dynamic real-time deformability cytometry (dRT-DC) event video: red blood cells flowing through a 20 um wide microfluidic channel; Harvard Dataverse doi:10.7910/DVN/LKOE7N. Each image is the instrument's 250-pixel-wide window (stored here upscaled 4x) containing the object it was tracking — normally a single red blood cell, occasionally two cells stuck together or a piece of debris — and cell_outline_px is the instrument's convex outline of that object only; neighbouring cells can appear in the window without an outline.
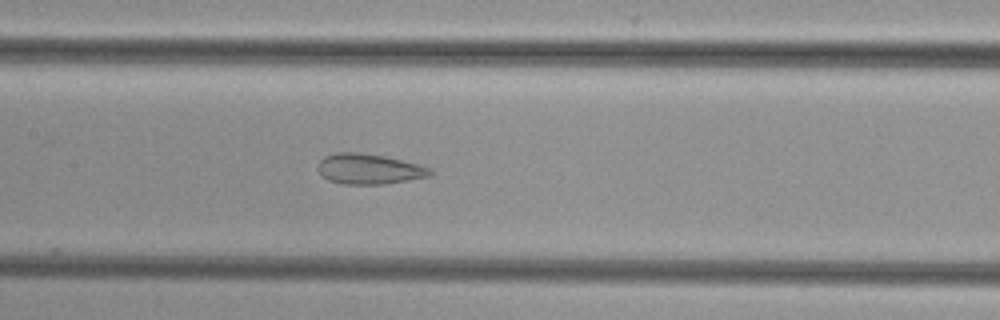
{"species": "common noctule bat (a hibernating species)", "species_latin": "Nyctalus noctula", "temperature_condition": "cold", "stored_images_in_passage": 51, "camera_frame_rate_fps": 3000, "um_per_image_px": 0.085, "animal": {"sex": "female", "body_mass_g": 29.2, "forearm_length_mm": 56.3}, "frame": {"image": 1, "passage_image": 24, "time_ms": 7.667, "image_size_px": [1000, 320], "cell_outline_px": [[436, 172], [432, 176], [384, 184], [340, 184], [328, 180], [316, 168], [316, 164], [324, 156], [336, 152], [360, 152], [384, 156], [432, 168]], "centroid_in_image_um": [31.37, 14.36], "position_along_channel_um": 176.0, "area_um2": 20.06}}
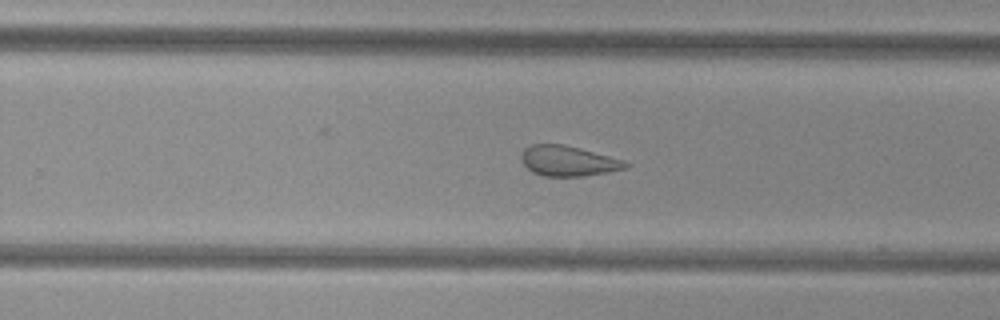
{"frame": {"image": 2, "passage_image": 32, "time_ms": 10.333, "image_size_px": [1000, 320], "cell_outline_px": [[632, 164], [624, 168], [608, 172], [584, 176], [544, 176], [532, 172], [524, 164], [520, 156], [524, 148], [532, 144], [564, 144], [580, 148], [624, 160]], "centroid_in_image_um": [48.29, 13.67], "position_along_channel_um": 281.5, "area_um2": 18.38}}
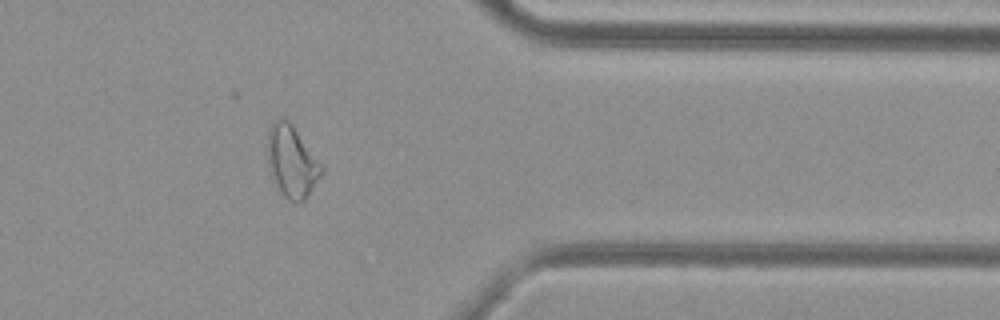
{"frame": {"image": 3, "passage_image": 41, "time_ms": 13.333, "image_size_px": [1000, 320], "cell_outline_px": [[324, 172], [308, 196], [304, 200], [288, 200], [280, 192], [268, 168], [268, 128], [280, 116], [288, 120], [324, 164]], "centroid_in_image_um": [24.84, 13.71], "position_along_channel_um": 386.6, "area_um2": 22.72}}